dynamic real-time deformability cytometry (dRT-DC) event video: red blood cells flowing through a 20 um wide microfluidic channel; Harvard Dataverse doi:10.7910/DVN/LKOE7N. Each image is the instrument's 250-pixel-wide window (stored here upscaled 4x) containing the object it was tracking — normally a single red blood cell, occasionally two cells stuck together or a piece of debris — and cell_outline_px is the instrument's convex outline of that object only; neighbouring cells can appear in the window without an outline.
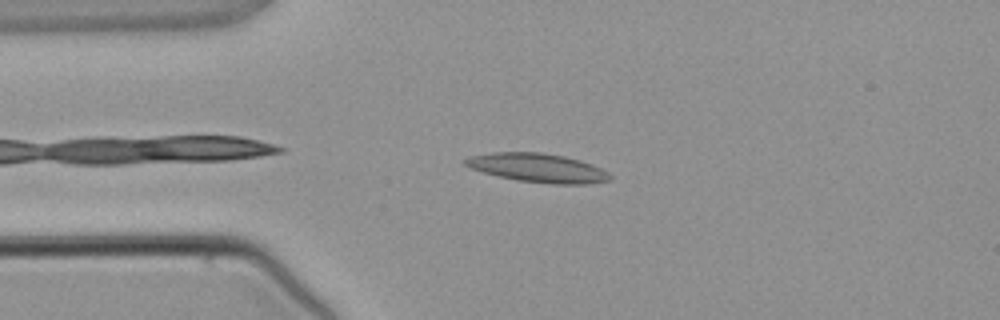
{"species": "common noctule bat (a hibernating species)", "species_latin": "Nyctalus noctula", "temperature_condition": "warm", "stored_images_in_passage": 2, "camera_frame_rate_fps": 3000, "um_per_image_px": 0.085, "animal": {"sex": "male", "body_mass_g": 21.5, "forearm_length_mm": 52.0}, "frame": {"image": 1, "passage_image": 2, "time_ms": 1.333, "image_size_px": [1000, 320], "cell_outline_px": [[612, 180], [588, 184], [552, 184], [516, 180], [468, 168], [464, 164], [464, 160], [472, 156], [492, 152], [540, 152], [564, 156], [580, 160], [592, 164], [608, 172], [612, 176]], "centroid_in_image_um": [45.74, 14.27], "position_along_channel_um": 39.3, "area_um2": 24.33}}